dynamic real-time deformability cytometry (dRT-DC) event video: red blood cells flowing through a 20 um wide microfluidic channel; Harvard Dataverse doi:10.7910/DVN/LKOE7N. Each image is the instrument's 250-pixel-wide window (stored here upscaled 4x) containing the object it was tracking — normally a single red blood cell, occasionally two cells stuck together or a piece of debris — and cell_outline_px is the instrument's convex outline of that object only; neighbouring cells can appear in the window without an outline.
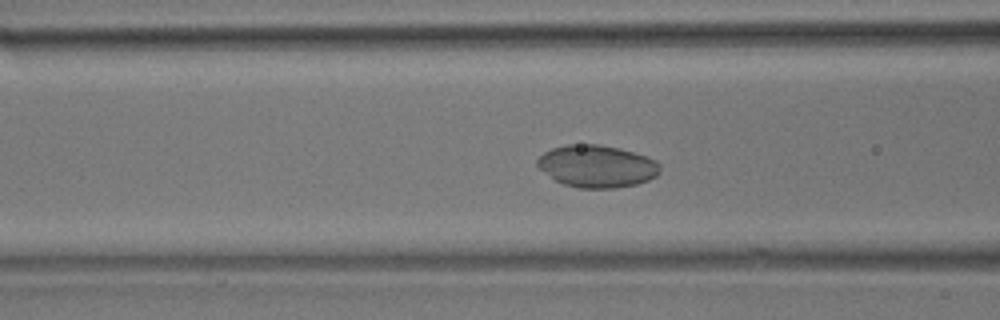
{"species": "common noctule bat (a hibernating species)", "species_latin": "Nyctalus noctula", "temperature_condition": "room temperature", "stored_images_in_passage": 50, "camera_frame_rate_fps": 3000, "um_per_image_px": 0.085, "animal": {"sex": "male", "body_mass_g": 17.9}, "frame": {"image": 1, "passage_image": 19, "time_ms": 6.0, "image_size_px": [1000, 320], "cell_outline_px": [[660, 172], [656, 176], [648, 180], [636, 184], [616, 188], [580, 188], [564, 184], [556, 180], [540, 168], [536, 164], [536, 160], [544, 152], [552, 148], [568, 144], [600, 144], [620, 148], [648, 156], [656, 160], [660, 164]], "centroid_in_image_um": [50.77, 14.12], "position_along_channel_um": 115.8, "area_um2": 30.29}}
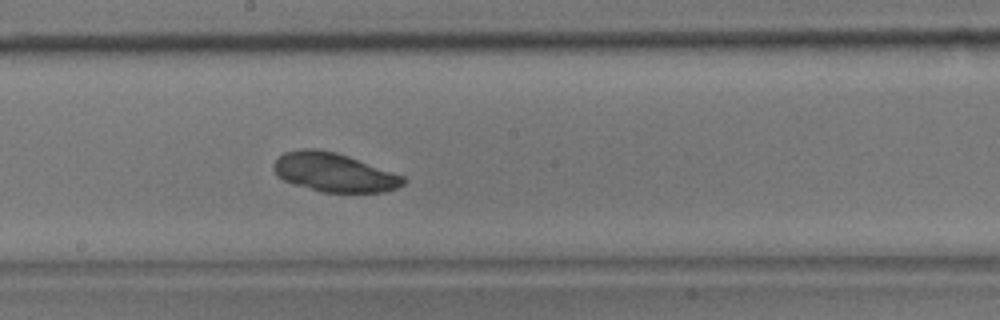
{"frame": {"image": 2, "passage_image": 27, "time_ms": 8.667, "image_size_px": [1000, 320], "cell_outline_px": [[408, 180], [404, 184], [396, 188], [384, 192], [320, 192], [292, 184], [276, 176], [272, 168], [272, 164], [284, 152], [304, 148], [316, 148], [336, 152], [348, 156], [404, 176]], "centroid_in_image_um": [28.36, 14.65], "position_along_channel_um": 219.8, "area_um2": 29.54}}
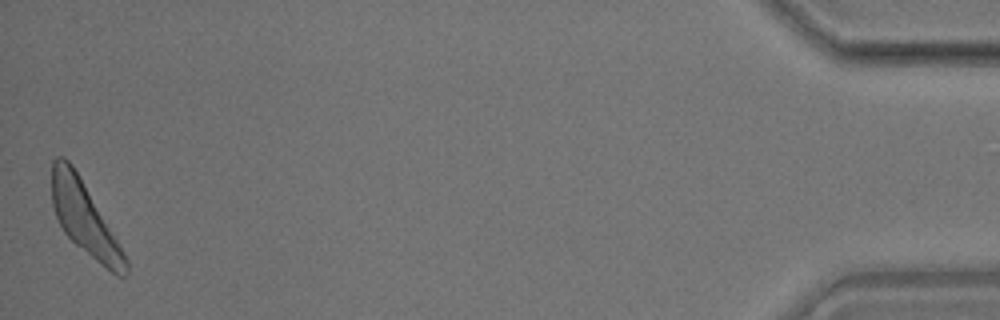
{"frame": {"image": 3, "passage_image": 50, "time_ms": 16.333, "image_size_px": [1000, 320], "cell_outline_px": [[128, 272], [124, 276], [116, 276], [100, 264], [76, 244], [64, 232], [56, 216], [52, 204], [52, 160], [56, 156], [64, 156], [72, 164], [128, 260]], "centroid_in_image_um": [7.16, 18.56], "position_along_channel_um": 428.0, "area_um2": 30.17}}